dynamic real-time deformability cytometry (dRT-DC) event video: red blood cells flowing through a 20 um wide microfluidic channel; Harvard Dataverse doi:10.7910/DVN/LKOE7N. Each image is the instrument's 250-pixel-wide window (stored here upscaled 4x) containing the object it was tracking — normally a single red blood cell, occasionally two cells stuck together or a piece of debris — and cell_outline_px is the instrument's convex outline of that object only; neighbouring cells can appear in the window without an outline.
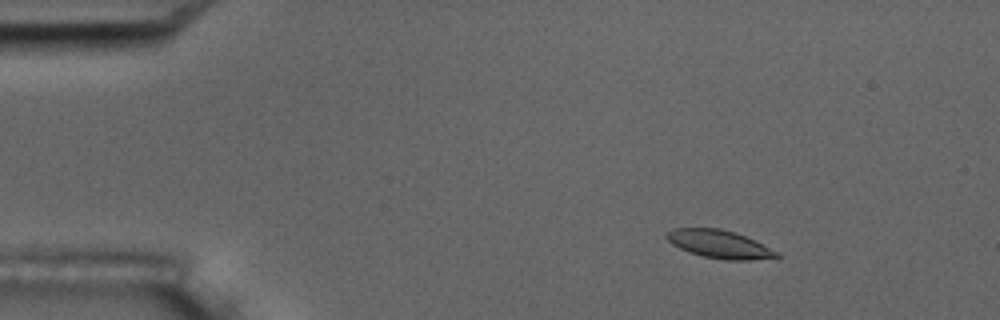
{"species": "common noctule bat (a hibernating species)", "species_latin": "Nyctalus noctula", "temperature_condition": "room temperature", "stored_images_in_passage": 6, "camera_frame_rate_fps": 3000, "um_per_image_px": 0.085, "animal": {"sex": "male", "body_mass_g": 17.5, "forearm_length_mm": 52.3}, "frame": {"image": 1, "passage_image": 1, "time_ms": 0.0, "image_size_px": [1000, 320], "cell_outline_px": [[780, 256], [752, 260], [724, 260], [704, 256], [688, 252], [672, 244], [664, 236], [672, 228], [720, 228], [736, 232], [780, 252]], "centroid_in_image_um": [61.14, 20.75], "position_along_channel_um": 23.9, "area_um2": 17.98}}
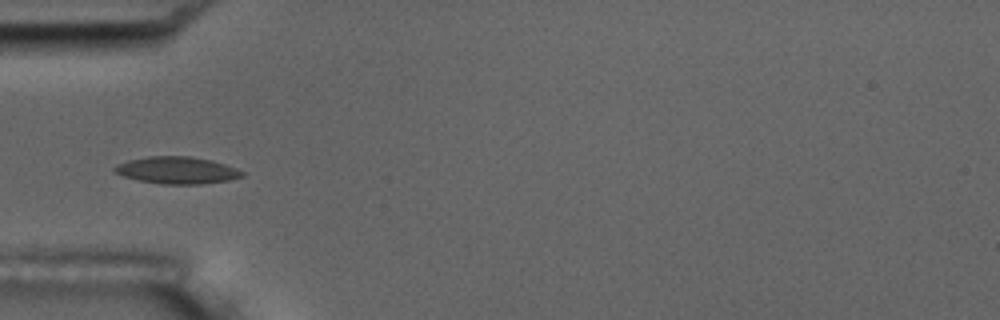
{"frame": {"image": 2, "passage_image": 4, "time_ms": 3.333, "image_size_px": [1000, 320], "cell_outline_px": [[244, 176], [228, 180], [200, 184], [164, 184], [140, 180], [124, 176], [116, 172], [112, 168], [116, 164], [128, 160], [148, 156], [188, 156], [212, 160], [236, 168], [244, 172]], "centroid_in_image_um": [15.04, 14.46], "position_along_channel_um": 70.0, "area_um2": 19.94}}